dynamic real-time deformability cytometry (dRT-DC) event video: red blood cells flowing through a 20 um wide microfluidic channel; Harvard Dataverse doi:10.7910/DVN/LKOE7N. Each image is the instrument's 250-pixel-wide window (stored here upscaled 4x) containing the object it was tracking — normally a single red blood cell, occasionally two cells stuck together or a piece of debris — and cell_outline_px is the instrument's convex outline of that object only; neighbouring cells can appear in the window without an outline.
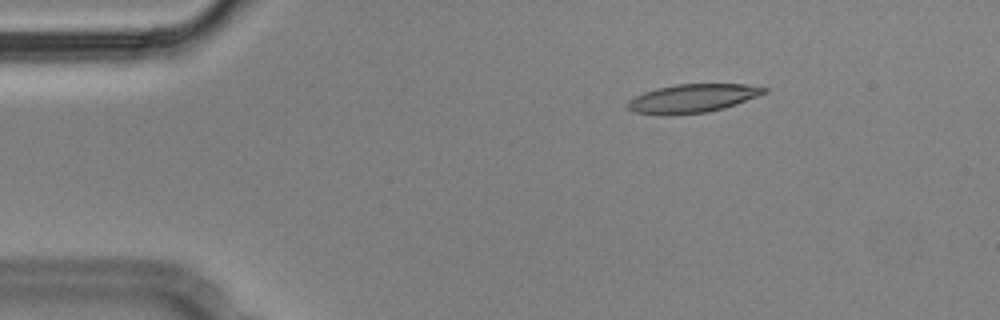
{"species": "Egyptian fruit bat (a non-hibernating species)", "species_latin": "Rousettus aegyptiacus", "temperature_condition": "cold", "stored_images_in_passage": 49, "camera_frame_rate_fps": 3000, "um_per_image_px": 0.085, "animal": {"sex": "male"}, "frame": {"image": 1, "passage_image": 1, "time_ms": 0.0, "image_size_px": [1000, 320], "cell_outline_px": [[764, 92], [744, 100], [720, 108], [704, 112], [640, 112], [632, 108], [632, 100], [648, 92], [660, 88], [680, 84], [740, 84], [764, 88]], "centroid_in_image_um": [58.98, 8.3], "position_along_channel_um": 26.0, "area_um2": 20.11}}
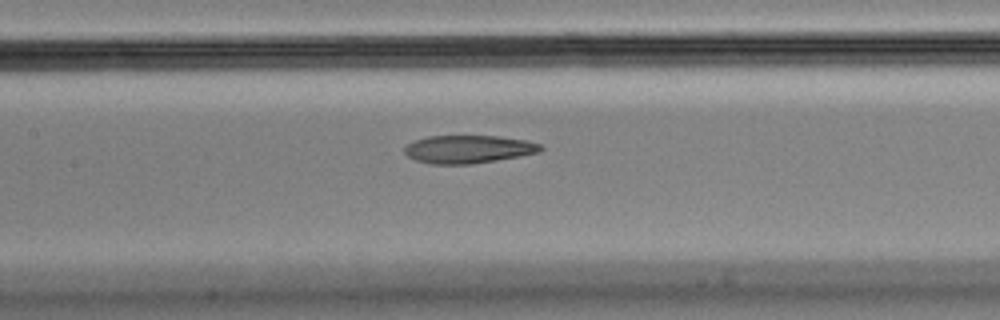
{"frame": {"image": 2, "passage_image": 18, "time_ms": 5.667, "image_size_px": [1000, 320], "cell_outline_px": [[540, 148], [536, 152], [516, 156], [492, 160], [464, 164], [440, 164], [420, 160], [404, 152], [404, 148], [408, 144], [432, 136], [492, 136], [520, 140], [540, 144]], "centroid_in_image_um": [39.78, 12.67], "position_along_channel_um": 167.6, "area_um2": 20.75}}
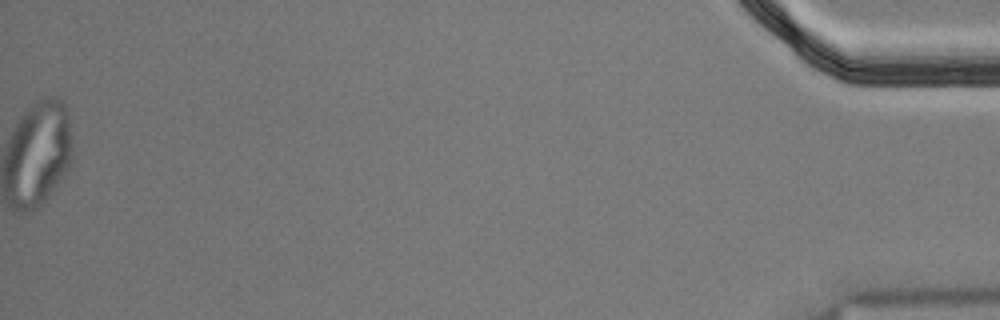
{"frame": {"image": 3, "passage_image": 49, "time_ms": 16.0, "image_size_px": [1000, 320], "cell_outline_px": [[68, 152], [64, 164], [44, 192], [32, 204], [24, 208], [16, 204], [12, 200], [52, 104], [60, 104], [68, 132]], "centroid_in_image_um": [3.76, 13.5], "position_along_channel_um": 431.4, "area_um2": 20.35}, "authors_computed_cell_mechanics": {"area_um2": 21.2126, "velocity_mm_per_s": 3.5486, "shape_relaxation_time_tau1_ms": null, "shape_relaxation_time_tau2_ms": 5.4099, "deformation_change_tau1": null, "deformation_change_tau2": 0.0839}}